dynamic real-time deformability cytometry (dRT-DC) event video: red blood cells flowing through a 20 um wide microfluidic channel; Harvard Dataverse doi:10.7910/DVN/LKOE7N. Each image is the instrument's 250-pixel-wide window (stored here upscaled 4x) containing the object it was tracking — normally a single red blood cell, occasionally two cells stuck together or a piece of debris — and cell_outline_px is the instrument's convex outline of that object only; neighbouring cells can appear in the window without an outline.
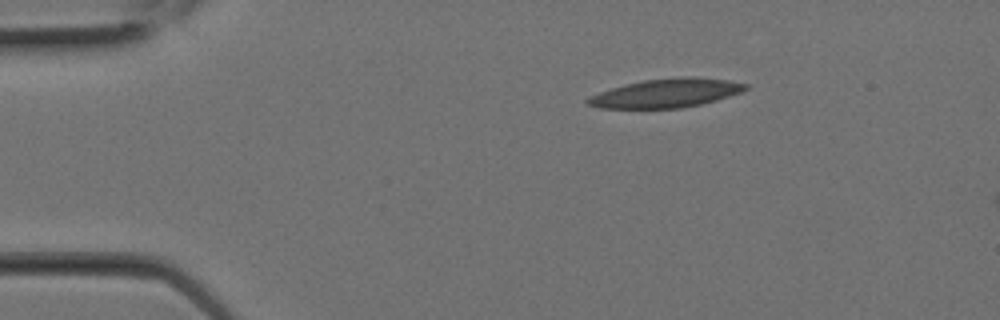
{"species": "Egyptian fruit bat (a non-hibernating species)", "species_latin": "Rousettus aegyptiacus", "temperature_condition": "room temperature", "stored_images_in_passage": 2, "camera_frame_rate_fps": 3000, "um_per_image_px": 0.085, "animal": {"sex": "female"}, "frame": {"image": 1, "passage_image": 1, "time_ms": 0.0, "image_size_px": [1000, 320], "cell_outline_px": [[748, 88], [740, 92], [716, 100], [700, 104], [680, 108], [600, 108], [588, 104], [584, 100], [588, 96], [624, 84], [644, 80], [676, 76], [692, 76], [728, 80], [748, 84]], "centroid_in_image_um": [56.61, 7.9], "position_along_channel_um": 28.4, "area_um2": 26.47}}